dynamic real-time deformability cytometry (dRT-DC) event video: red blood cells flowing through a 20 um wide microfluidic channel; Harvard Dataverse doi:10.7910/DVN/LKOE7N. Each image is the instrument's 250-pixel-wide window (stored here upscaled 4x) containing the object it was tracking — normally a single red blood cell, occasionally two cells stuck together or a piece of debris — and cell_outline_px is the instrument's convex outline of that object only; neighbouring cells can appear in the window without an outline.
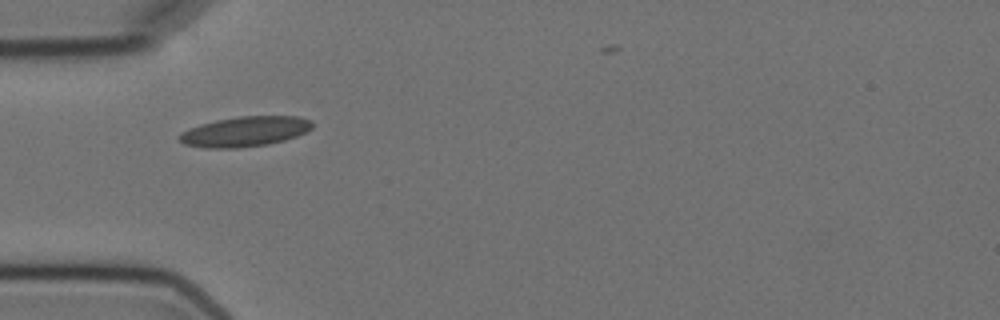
{"species": "Egyptian fruit bat (a non-hibernating species)", "species_latin": "Rousettus aegyptiacus", "temperature_condition": "cold", "stored_images_in_passage": 7, "camera_frame_rate_fps": 3000, "um_per_image_px": 0.085, "animal": {"sex": "female"}, "frame": {"image": 1, "passage_image": 1, "time_ms": 0.0, "image_size_px": [1000, 320], "cell_outline_px": [[312, 128], [296, 136], [284, 140], [268, 144], [236, 148], [204, 148], [184, 144], [176, 136], [180, 132], [188, 128], [200, 124], [216, 120], [240, 116], [300, 116], [312, 120]], "centroid_in_image_um": [20.78, 11.17], "position_along_channel_um": 64.2, "area_um2": 23.41}}
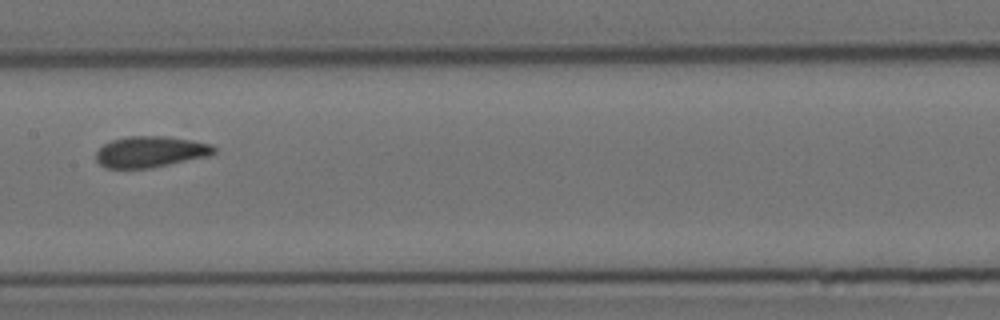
{"frame": {"image": 2, "passage_image": 4, "time_ms": 3.667, "image_size_px": [1000, 320], "cell_outline_px": [[216, 152], [208, 156], [148, 168], [104, 168], [96, 160], [96, 152], [104, 144], [112, 140], [128, 136], [168, 136], [192, 140], [212, 144], [216, 148]], "centroid_in_image_um": [12.79, 12.89], "position_along_channel_um": 194.6, "area_um2": 21.33}}
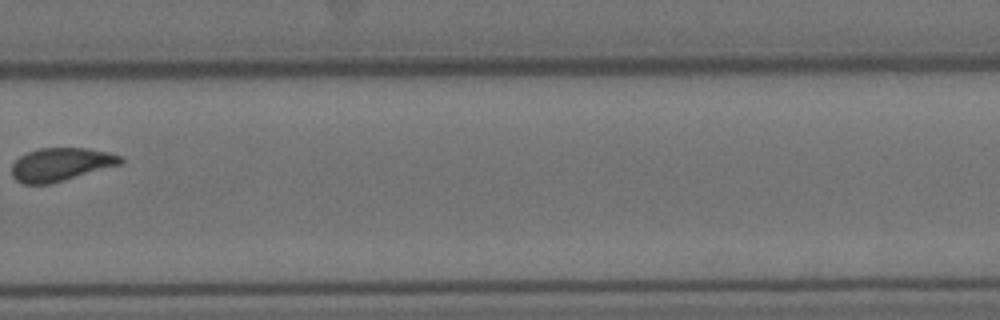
{"frame": {"image": 3, "passage_image": 7, "time_ms": 7.333, "image_size_px": [1000, 320], "cell_outline_px": [[124, 160], [120, 164], [52, 184], [24, 184], [16, 180], [12, 176], [12, 164], [20, 156], [28, 152], [40, 148], [88, 148], [108, 152], [124, 156]], "centroid_in_image_um": [5.18, 13.98], "position_along_channel_um": 324.6, "area_um2": 21.1}}